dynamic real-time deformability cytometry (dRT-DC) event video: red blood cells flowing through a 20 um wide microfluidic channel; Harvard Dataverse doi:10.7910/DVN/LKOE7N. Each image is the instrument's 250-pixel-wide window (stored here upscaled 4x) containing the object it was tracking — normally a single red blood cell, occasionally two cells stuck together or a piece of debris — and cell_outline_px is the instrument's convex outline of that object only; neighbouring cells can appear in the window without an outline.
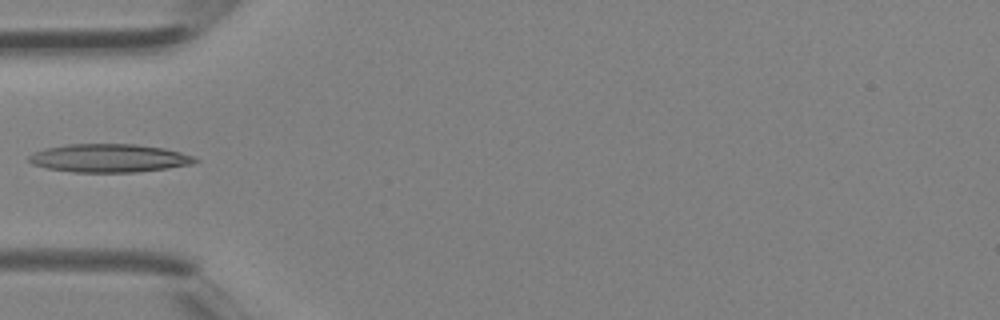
{"species": "Egyptian fruit bat (a non-hibernating species)", "species_latin": "Rousettus aegyptiacus", "temperature_condition": "room temperature", "stored_images_in_passage": 4, "camera_frame_rate_fps": 3000, "um_per_image_px": 0.085, "animal": {"sex": "female"}, "frame": {"image": 1, "passage_image": 4, "time_ms": 1.0, "image_size_px": [1000, 320], "cell_outline_px": [[200, 160], [192, 164], [168, 168], [136, 172], [72, 172], [48, 168], [32, 164], [28, 160], [28, 156], [44, 148], [68, 144], [136, 144], [164, 148], [196, 156]], "centroid_in_image_um": [9.31, 13.44], "position_along_channel_um": 75.7, "area_um2": 27.46}}